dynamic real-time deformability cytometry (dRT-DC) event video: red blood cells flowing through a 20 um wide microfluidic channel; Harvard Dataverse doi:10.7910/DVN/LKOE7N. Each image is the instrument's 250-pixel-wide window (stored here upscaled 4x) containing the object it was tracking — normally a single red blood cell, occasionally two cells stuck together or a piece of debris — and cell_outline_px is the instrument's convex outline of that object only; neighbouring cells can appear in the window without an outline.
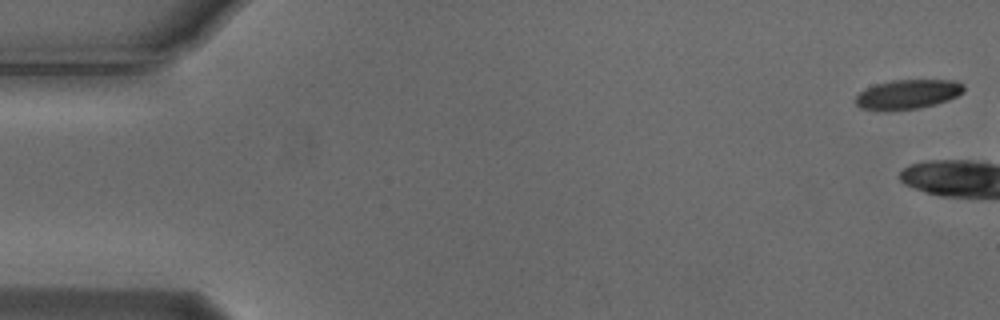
{"species": "Egyptian fruit bat (a non-hibernating species)", "species_latin": "Rousettus aegyptiacus", "temperature_condition": "cold", "stored_images_in_passage": 4, "camera_frame_rate_fps": 3000, "um_per_image_px": 0.085, "animal": {"sex": "male"}, "frame": {"image": 1, "passage_image": 1, "time_ms": 0.0, "image_size_px": [1000, 320], "cell_outline_px": [[964, 92], [948, 100], [936, 104], [920, 108], [860, 108], [856, 104], [856, 96], [860, 92], [876, 84], [892, 80], [956, 80], [964, 84]], "centroid_in_image_um": [77.25, 7.97], "position_along_channel_um": 7.8, "area_um2": 17.98}}